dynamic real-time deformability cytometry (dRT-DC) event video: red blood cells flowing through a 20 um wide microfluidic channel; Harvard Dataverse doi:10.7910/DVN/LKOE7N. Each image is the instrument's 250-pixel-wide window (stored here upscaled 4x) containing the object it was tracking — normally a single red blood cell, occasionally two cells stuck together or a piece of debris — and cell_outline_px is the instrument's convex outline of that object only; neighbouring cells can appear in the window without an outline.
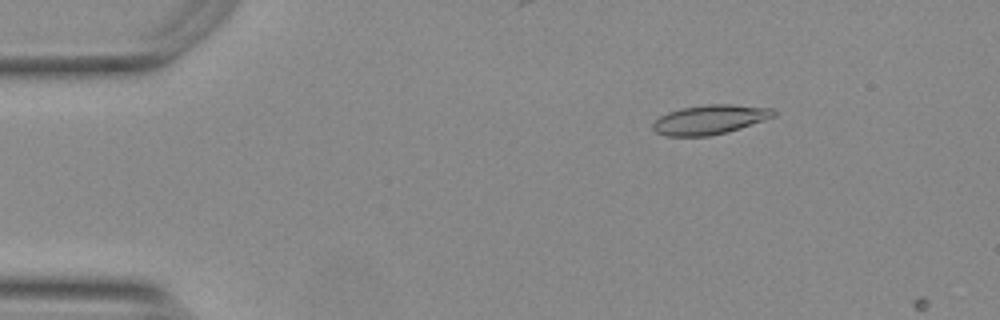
{"species": "Egyptian fruit bat (a non-hibernating species)", "species_latin": "Rousettus aegyptiacus", "temperature_condition": "warm", "stored_images_in_passage": 9, "camera_frame_rate_fps": 3000, "um_per_image_px": 0.085, "animal": {"sex": "female"}, "frame": {"image": 1, "passage_image": 8, "time_ms": 2.333, "image_size_px": [1000, 320], "cell_outline_px": [[776, 116], [728, 132], [708, 136], [664, 136], [656, 132], [652, 128], [652, 124], [660, 116], [668, 112], [680, 108], [708, 104], [732, 104], [772, 108], [776, 112]], "centroid_in_image_um": [60.33, 10.16], "position_along_channel_um": 24.7, "area_um2": 20.75}}